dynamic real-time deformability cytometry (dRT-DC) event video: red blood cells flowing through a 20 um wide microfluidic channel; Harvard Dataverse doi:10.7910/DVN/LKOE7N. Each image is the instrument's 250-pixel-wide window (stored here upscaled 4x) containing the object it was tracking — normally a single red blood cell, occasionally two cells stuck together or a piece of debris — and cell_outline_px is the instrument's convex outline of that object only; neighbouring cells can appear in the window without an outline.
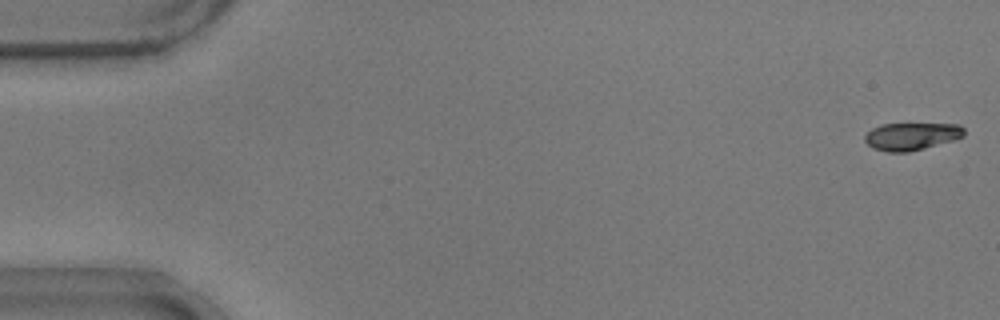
{"species": "common noctule bat (a hibernating species)", "species_latin": "Nyctalus noctula", "temperature_condition": "warm", "stored_images_in_passage": 54, "camera_frame_rate_fps": 3000, "um_per_image_px": 0.085, "animal": {"sex": "male", "body_mass_g": 17.9}, "frame": {"image": 1, "passage_image": 1, "time_ms": 0.0, "image_size_px": [1000, 320], "cell_outline_px": [[964, 136], [952, 140], [924, 148], [908, 152], [888, 152], [872, 148], [864, 140], [864, 136], [872, 128], [880, 124], [960, 124], [964, 128]], "centroid_in_image_um": [77.45, 11.58], "position_along_channel_um": 7.5, "area_um2": 15.84}}
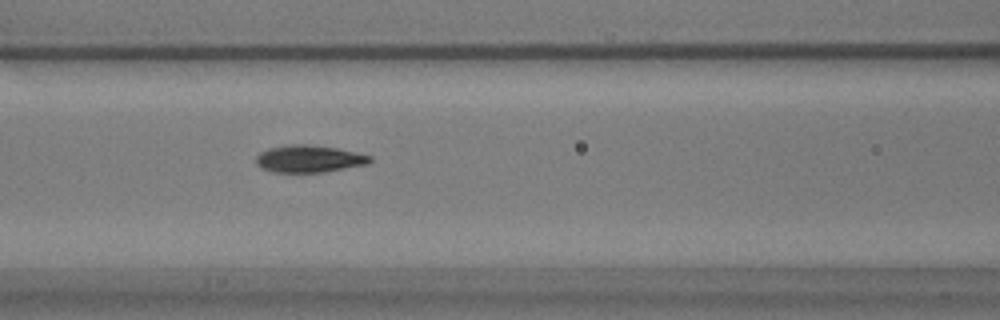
{"frame": {"image": 2, "passage_image": 23, "time_ms": 7.333, "image_size_px": [1000, 320], "cell_outline_px": [[372, 160], [368, 164], [324, 172], [272, 172], [260, 168], [256, 164], [256, 156], [260, 152], [268, 148], [292, 144], [308, 144], [336, 148], [372, 156]], "centroid_in_image_um": [26.24, 13.5], "position_along_channel_um": 140.4, "area_um2": 18.09}}
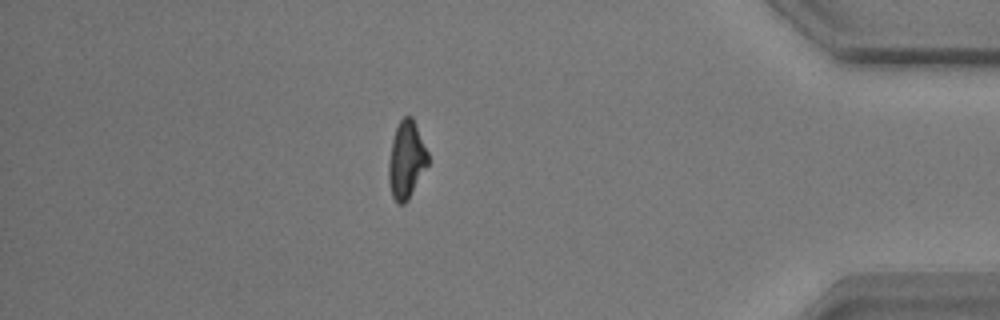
{"frame": {"image": 3, "passage_image": 47, "time_ms": 15.333, "image_size_px": [1000, 320], "cell_outline_px": [[428, 164], [408, 200], [404, 204], [396, 204], [392, 196], [388, 180], [388, 160], [392, 140], [396, 128], [400, 120], [404, 116], [412, 116], [428, 152]], "centroid_in_image_um": [34.52, 13.61], "position_along_channel_um": 400.7, "area_um2": 17.74}}